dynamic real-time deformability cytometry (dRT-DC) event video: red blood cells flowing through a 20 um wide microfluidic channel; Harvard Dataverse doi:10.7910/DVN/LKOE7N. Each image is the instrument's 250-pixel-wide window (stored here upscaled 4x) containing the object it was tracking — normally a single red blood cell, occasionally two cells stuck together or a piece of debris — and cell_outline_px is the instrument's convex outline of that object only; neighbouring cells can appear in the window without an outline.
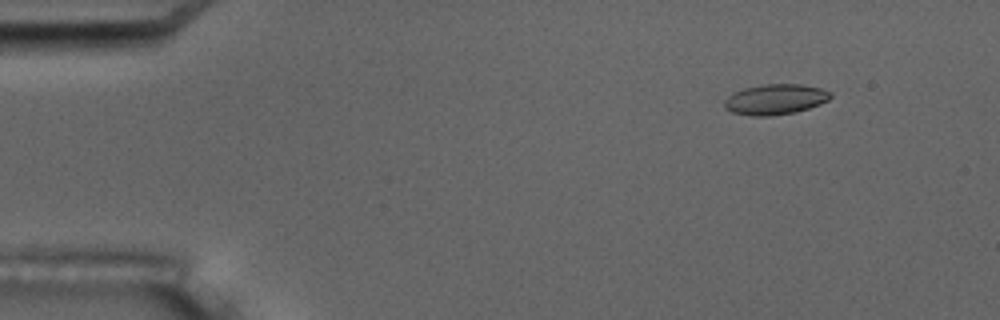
{"species": "common noctule bat (a hibernating species)", "species_latin": "Nyctalus noctula", "temperature_condition": "room temperature", "stored_images_in_passage": 5, "camera_frame_rate_fps": 3000, "um_per_image_px": 0.085, "animal": {"sex": "male", "body_mass_g": 17.5, "forearm_length_mm": 52.3}, "frame": {"image": 1, "passage_image": 2, "time_ms": 2.0, "image_size_px": [1000, 320], "cell_outline_px": [[832, 96], [828, 100], [820, 104], [796, 112], [772, 116], [752, 116], [732, 112], [724, 108], [724, 100], [732, 92], [744, 88], [764, 84], [800, 84], [820, 88], [832, 92]], "centroid_in_image_um": [65.88, 8.45], "position_along_channel_um": 19.1, "area_um2": 18.96}}
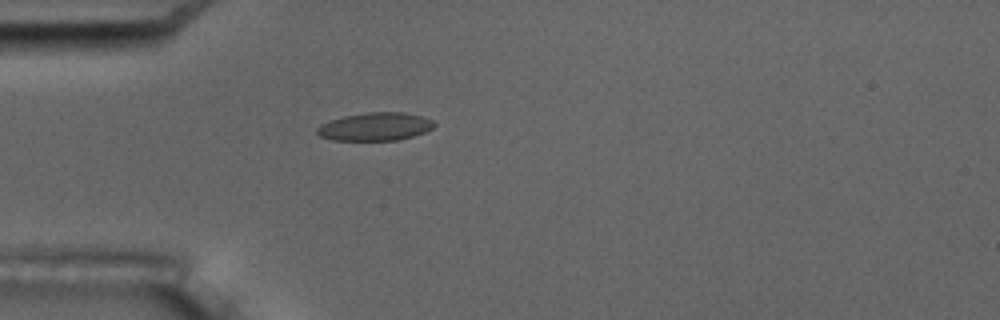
{"frame": {"image": 2, "passage_image": 5, "time_ms": 5.333, "image_size_px": [1000, 320], "cell_outline_px": [[436, 124], [432, 128], [424, 132], [412, 136], [396, 140], [332, 140], [320, 136], [316, 132], [316, 128], [320, 124], [344, 116], [368, 112], [404, 112], [420, 116], [432, 120]], "centroid_in_image_um": [31.87, 10.76], "position_along_channel_um": 53.1, "area_um2": 19.02}}